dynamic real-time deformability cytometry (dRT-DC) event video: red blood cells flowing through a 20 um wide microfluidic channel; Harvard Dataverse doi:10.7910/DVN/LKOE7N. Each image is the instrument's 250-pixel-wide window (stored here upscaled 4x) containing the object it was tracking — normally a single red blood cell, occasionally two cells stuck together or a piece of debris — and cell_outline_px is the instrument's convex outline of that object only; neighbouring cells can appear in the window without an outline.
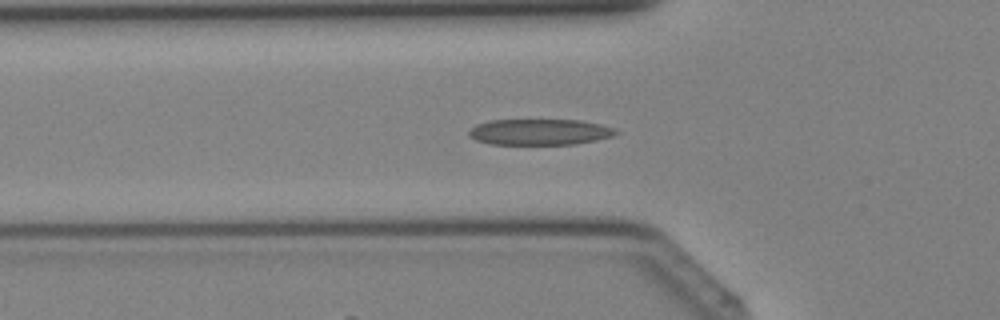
{"species": "Egyptian fruit bat (a non-hibernating species)", "species_latin": "Rousettus aegyptiacus", "temperature_condition": "cold", "stored_images_in_passage": 40, "camera_frame_rate_fps": 3000, "um_per_image_px": 0.085, "animal": {"sex": "female"}, "frame": {"image": 1, "passage_image": 14, "time_ms": 4.333, "image_size_px": [1000, 320], "cell_outline_px": [[620, 132], [612, 136], [596, 140], [576, 144], [492, 144], [476, 140], [468, 136], [468, 132], [476, 124], [488, 120], [580, 120], [600, 124], [616, 128]], "centroid_in_image_um": [45.88, 11.21], "position_along_channel_um": 79.9, "area_um2": 22.31}}
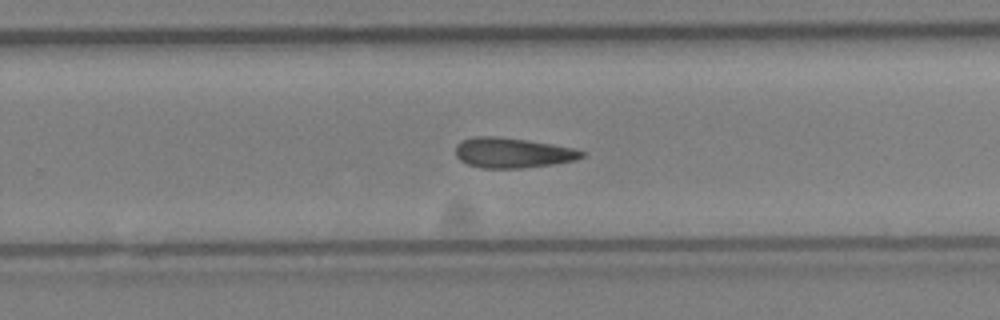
{"frame": {"image": 2, "passage_image": 26, "time_ms": 8.333, "image_size_px": [1000, 320], "cell_outline_px": [[584, 156], [576, 160], [552, 164], [520, 168], [484, 168], [468, 164], [460, 160], [456, 156], [456, 144], [460, 140], [476, 136], [500, 136], [552, 144], [572, 148], [584, 152]], "centroid_in_image_um": [43.53, 12.98], "position_along_channel_um": 286.3, "area_um2": 22.08}}
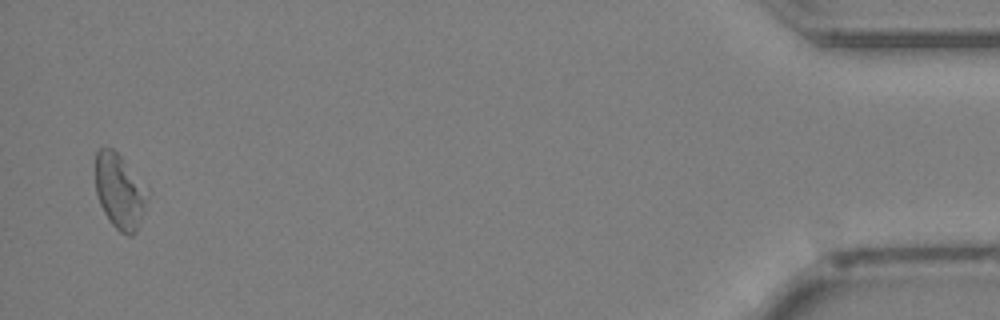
{"frame": {"image": 3, "passage_image": 39, "time_ms": 12.667, "image_size_px": [1000, 320], "cell_outline_px": [[148, 196], [136, 232], [132, 236], [128, 236], [120, 232], [112, 224], [104, 212], [100, 204], [96, 192], [96, 152], [104, 144], [112, 148], [120, 156]], "centroid_in_image_um": [10.1, 16.28], "position_along_channel_um": 425.1, "area_um2": 21.79}}